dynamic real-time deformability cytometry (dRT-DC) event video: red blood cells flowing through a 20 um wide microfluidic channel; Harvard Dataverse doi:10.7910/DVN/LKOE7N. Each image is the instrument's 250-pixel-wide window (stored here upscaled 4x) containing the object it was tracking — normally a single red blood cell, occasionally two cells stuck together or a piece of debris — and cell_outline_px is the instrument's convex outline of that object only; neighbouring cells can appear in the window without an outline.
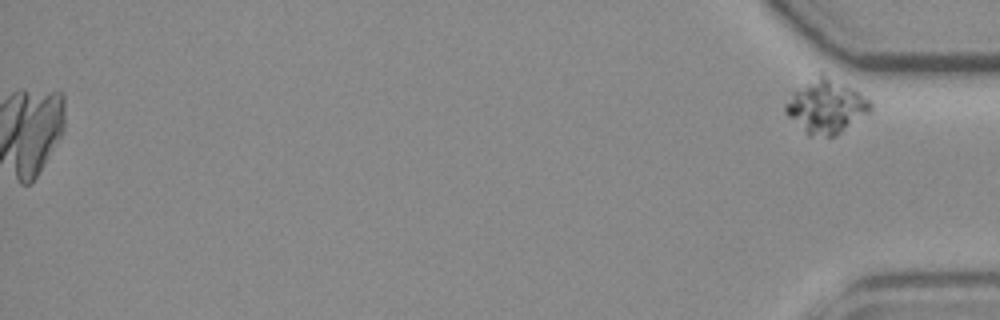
{"species": "common noctule bat (a hibernating species)", "species_latin": "Nyctalus noctula", "temperature_condition": "room temperature", "stored_images_in_passage": 39, "camera_frame_rate_fps": 3000, "um_per_image_px": 0.085, "animal": {"sex": "female", "body_mass_g": 19.3, "forearm_length_mm": 54.1}, "frame": {"image": 1, "passage_image": 39, "time_ms": 12.667, "image_size_px": [1000, 320], "cell_outline_px": [[872, 108], [868, 112], [836, 136], [808, 136], [784, 112], [784, 104], [792, 92], [820, 72], [824, 72], [860, 92], [872, 104]], "centroid_in_image_um": [70.18, 9.02], "position_along_channel_um": 365.0, "area_um2": 26.7}}